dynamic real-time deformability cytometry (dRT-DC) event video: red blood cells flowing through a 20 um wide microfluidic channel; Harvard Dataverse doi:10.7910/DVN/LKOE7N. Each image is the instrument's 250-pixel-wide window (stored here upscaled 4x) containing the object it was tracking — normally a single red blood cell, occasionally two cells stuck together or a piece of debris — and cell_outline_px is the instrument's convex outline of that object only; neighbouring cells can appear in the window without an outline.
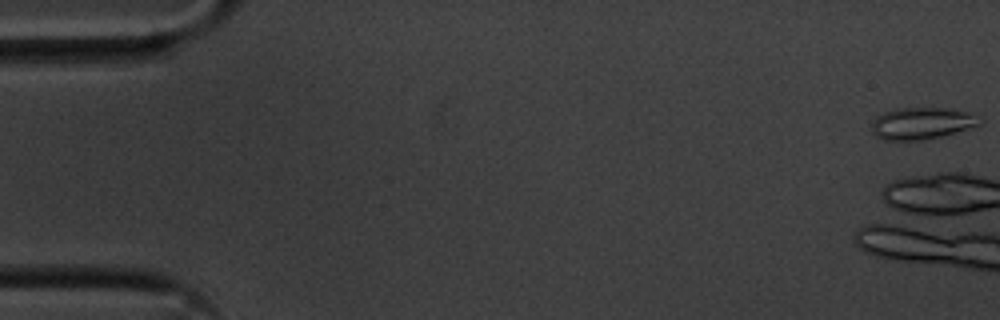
{"species": "common noctule bat (a hibernating species)", "species_latin": "Nyctalus noctula", "temperature_condition": "cold", "stored_images_in_passage": 8, "camera_frame_rate_fps": 3000, "um_per_image_px": 0.085, "animal": {"sex": "male", "body_mass_g": 20.1, "forearm_length_mm": 53.5}, "frame": {"image": 1, "passage_image": 1, "time_ms": 0.0, "image_size_px": [1000, 320], "cell_outline_px": [[984, 120], [980, 124], [944, 136], [928, 140], [884, 140], [876, 136], [872, 132], [872, 124], [876, 116], [884, 112], [896, 108], [948, 108], [968, 112]], "centroid_in_image_um": [78.35, 10.49], "position_along_channel_um": 6.7, "area_um2": 20.17}}